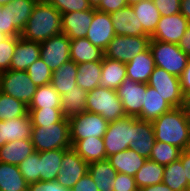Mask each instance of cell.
<instances>
[{"label": "cell", "mask_w": 190, "mask_h": 191, "mask_svg": "<svg viewBox=\"0 0 190 191\" xmlns=\"http://www.w3.org/2000/svg\"><path fill=\"white\" fill-rule=\"evenodd\" d=\"M173 107L162 98L152 87L146 84V95L142 105L141 113L137 116L139 120L154 121Z\"/></svg>", "instance_id": "44dd1931"}, {"label": "cell", "mask_w": 190, "mask_h": 191, "mask_svg": "<svg viewBox=\"0 0 190 191\" xmlns=\"http://www.w3.org/2000/svg\"><path fill=\"white\" fill-rule=\"evenodd\" d=\"M155 141L169 143L181 151L190 147V112L175 107L152 121Z\"/></svg>", "instance_id": "6da1fadb"}, {"label": "cell", "mask_w": 190, "mask_h": 191, "mask_svg": "<svg viewBox=\"0 0 190 191\" xmlns=\"http://www.w3.org/2000/svg\"><path fill=\"white\" fill-rule=\"evenodd\" d=\"M114 183V191H137L138 187L133 176L117 173Z\"/></svg>", "instance_id": "c3c4849f"}, {"label": "cell", "mask_w": 190, "mask_h": 191, "mask_svg": "<svg viewBox=\"0 0 190 191\" xmlns=\"http://www.w3.org/2000/svg\"><path fill=\"white\" fill-rule=\"evenodd\" d=\"M28 111L33 126L42 127L60 122L64 118L61 108H28Z\"/></svg>", "instance_id": "60d3db41"}, {"label": "cell", "mask_w": 190, "mask_h": 191, "mask_svg": "<svg viewBox=\"0 0 190 191\" xmlns=\"http://www.w3.org/2000/svg\"><path fill=\"white\" fill-rule=\"evenodd\" d=\"M100 1H101V0H87L89 6H90L91 8H94V9H96V8L99 6Z\"/></svg>", "instance_id": "91938a15"}, {"label": "cell", "mask_w": 190, "mask_h": 191, "mask_svg": "<svg viewBox=\"0 0 190 191\" xmlns=\"http://www.w3.org/2000/svg\"><path fill=\"white\" fill-rule=\"evenodd\" d=\"M33 152L35 149L30 138L10 141L0 148V162L19 165Z\"/></svg>", "instance_id": "484cf974"}, {"label": "cell", "mask_w": 190, "mask_h": 191, "mask_svg": "<svg viewBox=\"0 0 190 191\" xmlns=\"http://www.w3.org/2000/svg\"><path fill=\"white\" fill-rule=\"evenodd\" d=\"M163 183L173 191H190L184 167L179 159L165 166Z\"/></svg>", "instance_id": "d590c367"}, {"label": "cell", "mask_w": 190, "mask_h": 191, "mask_svg": "<svg viewBox=\"0 0 190 191\" xmlns=\"http://www.w3.org/2000/svg\"><path fill=\"white\" fill-rule=\"evenodd\" d=\"M179 78L181 90L187 97L190 94V60Z\"/></svg>", "instance_id": "f5cc1de1"}, {"label": "cell", "mask_w": 190, "mask_h": 191, "mask_svg": "<svg viewBox=\"0 0 190 191\" xmlns=\"http://www.w3.org/2000/svg\"><path fill=\"white\" fill-rule=\"evenodd\" d=\"M108 123L103 116L97 113L84 111L69 118L70 140H81L87 137H103Z\"/></svg>", "instance_id": "30bf717a"}, {"label": "cell", "mask_w": 190, "mask_h": 191, "mask_svg": "<svg viewBox=\"0 0 190 191\" xmlns=\"http://www.w3.org/2000/svg\"><path fill=\"white\" fill-rule=\"evenodd\" d=\"M32 128L33 125L29 113L19 118L5 120L6 143L31 138Z\"/></svg>", "instance_id": "8d00e7d4"}, {"label": "cell", "mask_w": 190, "mask_h": 191, "mask_svg": "<svg viewBox=\"0 0 190 191\" xmlns=\"http://www.w3.org/2000/svg\"><path fill=\"white\" fill-rule=\"evenodd\" d=\"M147 85L154 88L173 108L185 106L186 97L181 90L179 77L155 66Z\"/></svg>", "instance_id": "ba28073f"}, {"label": "cell", "mask_w": 190, "mask_h": 191, "mask_svg": "<svg viewBox=\"0 0 190 191\" xmlns=\"http://www.w3.org/2000/svg\"><path fill=\"white\" fill-rule=\"evenodd\" d=\"M88 173L99 191H114V178L117 171L107 159L90 163L88 165Z\"/></svg>", "instance_id": "4316f807"}, {"label": "cell", "mask_w": 190, "mask_h": 191, "mask_svg": "<svg viewBox=\"0 0 190 191\" xmlns=\"http://www.w3.org/2000/svg\"><path fill=\"white\" fill-rule=\"evenodd\" d=\"M140 190L141 191H173L170 187L165 185L163 182L158 183V184H154L151 186H146Z\"/></svg>", "instance_id": "9f6ffc18"}, {"label": "cell", "mask_w": 190, "mask_h": 191, "mask_svg": "<svg viewBox=\"0 0 190 191\" xmlns=\"http://www.w3.org/2000/svg\"><path fill=\"white\" fill-rule=\"evenodd\" d=\"M67 149L40 152V181H55L61 168L63 153Z\"/></svg>", "instance_id": "4dcf8cb0"}, {"label": "cell", "mask_w": 190, "mask_h": 191, "mask_svg": "<svg viewBox=\"0 0 190 191\" xmlns=\"http://www.w3.org/2000/svg\"><path fill=\"white\" fill-rule=\"evenodd\" d=\"M160 16H170L180 13L181 0H152Z\"/></svg>", "instance_id": "7dc6e473"}, {"label": "cell", "mask_w": 190, "mask_h": 191, "mask_svg": "<svg viewBox=\"0 0 190 191\" xmlns=\"http://www.w3.org/2000/svg\"><path fill=\"white\" fill-rule=\"evenodd\" d=\"M28 112V106L24 102L0 92V121L19 118Z\"/></svg>", "instance_id": "f35d334b"}, {"label": "cell", "mask_w": 190, "mask_h": 191, "mask_svg": "<svg viewBox=\"0 0 190 191\" xmlns=\"http://www.w3.org/2000/svg\"><path fill=\"white\" fill-rule=\"evenodd\" d=\"M95 10L90 8L80 12L62 14V33L70 40L86 37Z\"/></svg>", "instance_id": "2e32d148"}, {"label": "cell", "mask_w": 190, "mask_h": 191, "mask_svg": "<svg viewBox=\"0 0 190 191\" xmlns=\"http://www.w3.org/2000/svg\"><path fill=\"white\" fill-rule=\"evenodd\" d=\"M141 0H126V3L128 6H133L137 3H139Z\"/></svg>", "instance_id": "94428289"}, {"label": "cell", "mask_w": 190, "mask_h": 191, "mask_svg": "<svg viewBox=\"0 0 190 191\" xmlns=\"http://www.w3.org/2000/svg\"><path fill=\"white\" fill-rule=\"evenodd\" d=\"M135 15L142 24L143 30L151 36L159 22L160 13L152 0H141L132 6Z\"/></svg>", "instance_id": "d6a6232c"}, {"label": "cell", "mask_w": 190, "mask_h": 191, "mask_svg": "<svg viewBox=\"0 0 190 191\" xmlns=\"http://www.w3.org/2000/svg\"><path fill=\"white\" fill-rule=\"evenodd\" d=\"M6 144L5 138V121H0V148Z\"/></svg>", "instance_id": "680465c9"}, {"label": "cell", "mask_w": 190, "mask_h": 191, "mask_svg": "<svg viewBox=\"0 0 190 191\" xmlns=\"http://www.w3.org/2000/svg\"><path fill=\"white\" fill-rule=\"evenodd\" d=\"M26 71L36 86L50 84L51 82L53 72L41 58L31 64Z\"/></svg>", "instance_id": "7bdbcfd3"}, {"label": "cell", "mask_w": 190, "mask_h": 191, "mask_svg": "<svg viewBox=\"0 0 190 191\" xmlns=\"http://www.w3.org/2000/svg\"><path fill=\"white\" fill-rule=\"evenodd\" d=\"M155 143L152 122L135 120V141L129 143V148L135 150L140 156L149 159Z\"/></svg>", "instance_id": "ffe728a7"}, {"label": "cell", "mask_w": 190, "mask_h": 191, "mask_svg": "<svg viewBox=\"0 0 190 191\" xmlns=\"http://www.w3.org/2000/svg\"><path fill=\"white\" fill-rule=\"evenodd\" d=\"M180 13L188 20L190 23V0H181Z\"/></svg>", "instance_id": "6f0895ef"}, {"label": "cell", "mask_w": 190, "mask_h": 191, "mask_svg": "<svg viewBox=\"0 0 190 191\" xmlns=\"http://www.w3.org/2000/svg\"><path fill=\"white\" fill-rule=\"evenodd\" d=\"M185 107L190 112V94L186 97Z\"/></svg>", "instance_id": "6125c7cd"}, {"label": "cell", "mask_w": 190, "mask_h": 191, "mask_svg": "<svg viewBox=\"0 0 190 191\" xmlns=\"http://www.w3.org/2000/svg\"><path fill=\"white\" fill-rule=\"evenodd\" d=\"M40 55L39 42L28 41L19 37L9 70L26 71L31 64L40 58Z\"/></svg>", "instance_id": "ac0fdd59"}, {"label": "cell", "mask_w": 190, "mask_h": 191, "mask_svg": "<svg viewBox=\"0 0 190 191\" xmlns=\"http://www.w3.org/2000/svg\"><path fill=\"white\" fill-rule=\"evenodd\" d=\"M179 160L184 167L185 177L187 178L188 184L190 185V147L181 151Z\"/></svg>", "instance_id": "db71d44e"}, {"label": "cell", "mask_w": 190, "mask_h": 191, "mask_svg": "<svg viewBox=\"0 0 190 191\" xmlns=\"http://www.w3.org/2000/svg\"><path fill=\"white\" fill-rule=\"evenodd\" d=\"M127 79L139 83H148L150 75L155 67V61L150 48L134 56L131 61L125 63Z\"/></svg>", "instance_id": "d6986e66"}, {"label": "cell", "mask_w": 190, "mask_h": 191, "mask_svg": "<svg viewBox=\"0 0 190 191\" xmlns=\"http://www.w3.org/2000/svg\"><path fill=\"white\" fill-rule=\"evenodd\" d=\"M28 191H71L55 181H38L28 184Z\"/></svg>", "instance_id": "681fc988"}, {"label": "cell", "mask_w": 190, "mask_h": 191, "mask_svg": "<svg viewBox=\"0 0 190 191\" xmlns=\"http://www.w3.org/2000/svg\"><path fill=\"white\" fill-rule=\"evenodd\" d=\"M111 15L95 10L86 38L103 51L115 36Z\"/></svg>", "instance_id": "9a60e30c"}, {"label": "cell", "mask_w": 190, "mask_h": 191, "mask_svg": "<svg viewBox=\"0 0 190 191\" xmlns=\"http://www.w3.org/2000/svg\"><path fill=\"white\" fill-rule=\"evenodd\" d=\"M0 31L8 37H20L21 32L14 26L10 25L9 7L0 6Z\"/></svg>", "instance_id": "bcb514c9"}, {"label": "cell", "mask_w": 190, "mask_h": 191, "mask_svg": "<svg viewBox=\"0 0 190 191\" xmlns=\"http://www.w3.org/2000/svg\"><path fill=\"white\" fill-rule=\"evenodd\" d=\"M77 85L86 91H91L100 84L102 60L77 64Z\"/></svg>", "instance_id": "1f68e13d"}, {"label": "cell", "mask_w": 190, "mask_h": 191, "mask_svg": "<svg viewBox=\"0 0 190 191\" xmlns=\"http://www.w3.org/2000/svg\"><path fill=\"white\" fill-rule=\"evenodd\" d=\"M38 1L39 0H13L7 4L9 7L10 25H14L22 32Z\"/></svg>", "instance_id": "e575fe53"}, {"label": "cell", "mask_w": 190, "mask_h": 191, "mask_svg": "<svg viewBox=\"0 0 190 191\" xmlns=\"http://www.w3.org/2000/svg\"><path fill=\"white\" fill-rule=\"evenodd\" d=\"M18 168L28 184L40 181V152L35 151L27 156Z\"/></svg>", "instance_id": "b9f144b4"}, {"label": "cell", "mask_w": 190, "mask_h": 191, "mask_svg": "<svg viewBox=\"0 0 190 191\" xmlns=\"http://www.w3.org/2000/svg\"><path fill=\"white\" fill-rule=\"evenodd\" d=\"M72 148L88 164L107 159L103 137H87L71 140Z\"/></svg>", "instance_id": "7402d4cb"}, {"label": "cell", "mask_w": 190, "mask_h": 191, "mask_svg": "<svg viewBox=\"0 0 190 191\" xmlns=\"http://www.w3.org/2000/svg\"><path fill=\"white\" fill-rule=\"evenodd\" d=\"M165 166L146 159L143 166L136 172L134 179L138 189L163 182Z\"/></svg>", "instance_id": "836d02e7"}, {"label": "cell", "mask_w": 190, "mask_h": 191, "mask_svg": "<svg viewBox=\"0 0 190 191\" xmlns=\"http://www.w3.org/2000/svg\"><path fill=\"white\" fill-rule=\"evenodd\" d=\"M87 95L88 91L83 90L78 85L66 94H62L60 96L62 115L69 119L86 111Z\"/></svg>", "instance_id": "f1b7e54d"}, {"label": "cell", "mask_w": 190, "mask_h": 191, "mask_svg": "<svg viewBox=\"0 0 190 191\" xmlns=\"http://www.w3.org/2000/svg\"><path fill=\"white\" fill-rule=\"evenodd\" d=\"M86 111L103 116L109 123L126 116L117 91L101 86L88 91Z\"/></svg>", "instance_id": "277c9868"}, {"label": "cell", "mask_w": 190, "mask_h": 191, "mask_svg": "<svg viewBox=\"0 0 190 191\" xmlns=\"http://www.w3.org/2000/svg\"><path fill=\"white\" fill-rule=\"evenodd\" d=\"M13 0H0V6H5L11 3Z\"/></svg>", "instance_id": "be15d7a7"}, {"label": "cell", "mask_w": 190, "mask_h": 191, "mask_svg": "<svg viewBox=\"0 0 190 191\" xmlns=\"http://www.w3.org/2000/svg\"><path fill=\"white\" fill-rule=\"evenodd\" d=\"M0 191H28V183L18 165L0 162Z\"/></svg>", "instance_id": "f546056e"}, {"label": "cell", "mask_w": 190, "mask_h": 191, "mask_svg": "<svg viewBox=\"0 0 190 191\" xmlns=\"http://www.w3.org/2000/svg\"><path fill=\"white\" fill-rule=\"evenodd\" d=\"M60 96L51 84L37 86L28 108H61Z\"/></svg>", "instance_id": "74e56055"}, {"label": "cell", "mask_w": 190, "mask_h": 191, "mask_svg": "<svg viewBox=\"0 0 190 191\" xmlns=\"http://www.w3.org/2000/svg\"><path fill=\"white\" fill-rule=\"evenodd\" d=\"M77 72V64L70 60L53 71L50 84L60 95L66 94L77 85Z\"/></svg>", "instance_id": "83f0119b"}, {"label": "cell", "mask_w": 190, "mask_h": 191, "mask_svg": "<svg viewBox=\"0 0 190 191\" xmlns=\"http://www.w3.org/2000/svg\"><path fill=\"white\" fill-rule=\"evenodd\" d=\"M30 139L38 152L71 148L69 119L64 117L57 123L33 126Z\"/></svg>", "instance_id": "3957f363"}, {"label": "cell", "mask_w": 190, "mask_h": 191, "mask_svg": "<svg viewBox=\"0 0 190 191\" xmlns=\"http://www.w3.org/2000/svg\"><path fill=\"white\" fill-rule=\"evenodd\" d=\"M99 86L117 90L127 79L126 65L123 62L103 57Z\"/></svg>", "instance_id": "cb8c5ba5"}, {"label": "cell", "mask_w": 190, "mask_h": 191, "mask_svg": "<svg viewBox=\"0 0 190 191\" xmlns=\"http://www.w3.org/2000/svg\"><path fill=\"white\" fill-rule=\"evenodd\" d=\"M70 41L64 33H60L40 43V58L52 72L70 61Z\"/></svg>", "instance_id": "8fae6325"}, {"label": "cell", "mask_w": 190, "mask_h": 191, "mask_svg": "<svg viewBox=\"0 0 190 191\" xmlns=\"http://www.w3.org/2000/svg\"><path fill=\"white\" fill-rule=\"evenodd\" d=\"M150 41V36L115 35L104 51V57L128 63L134 56L147 50Z\"/></svg>", "instance_id": "52a82bcc"}, {"label": "cell", "mask_w": 190, "mask_h": 191, "mask_svg": "<svg viewBox=\"0 0 190 191\" xmlns=\"http://www.w3.org/2000/svg\"><path fill=\"white\" fill-rule=\"evenodd\" d=\"M189 24L188 20L181 13L160 16L157 27L150 36L151 40L178 44Z\"/></svg>", "instance_id": "4fadbf2b"}, {"label": "cell", "mask_w": 190, "mask_h": 191, "mask_svg": "<svg viewBox=\"0 0 190 191\" xmlns=\"http://www.w3.org/2000/svg\"><path fill=\"white\" fill-rule=\"evenodd\" d=\"M18 40L19 37H7L0 41V73L10 69V63Z\"/></svg>", "instance_id": "ee69618b"}, {"label": "cell", "mask_w": 190, "mask_h": 191, "mask_svg": "<svg viewBox=\"0 0 190 191\" xmlns=\"http://www.w3.org/2000/svg\"><path fill=\"white\" fill-rule=\"evenodd\" d=\"M127 6L126 0H101L97 11L111 14Z\"/></svg>", "instance_id": "f907efd6"}, {"label": "cell", "mask_w": 190, "mask_h": 191, "mask_svg": "<svg viewBox=\"0 0 190 191\" xmlns=\"http://www.w3.org/2000/svg\"><path fill=\"white\" fill-rule=\"evenodd\" d=\"M8 36H6L3 32L0 31V41H3L6 39Z\"/></svg>", "instance_id": "e7e4bbea"}, {"label": "cell", "mask_w": 190, "mask_h": 191, "mask_svg": "<svg viewBox=\"0 0 190 191\" xmlns=\"http://www.w3.org/2000/svg\"><path fill=\"white\" fill-rule=\"evenodd\" d=\"M116 91L123 104L126 116L137 117L141 113L144 103L146 83L125 79Z\"/></svg>", "instance_id": "5bb4252c"}, {"label": "cell", "mask_w": 190, "mask_h": 191, "mask_svg": "<svg viewBox=\"0 0 190 191\" xmlns=\"http://www.w3.org/2000/svg\"><path fill=\"white\" fill-rule=\"evenodd\" d=\"M60 33H62V14L49 2L39 0L20 37L41 43Z\"/></svg>", "instance_id": "7a4b0ae2"}, {"label": "cell", "mask_w": 190, "mask_h": 191, "mask_svg": "<svg viewBox=\"0 0 190 191\" xmlns=\"http://www.w3.org/2000/svg\"><path fill=\"white\" fill-rule=\"evenodd\" d=\"M107 160L117 173H124L134 177L136 172L143 166L146 158L140 156L135 150L128 148L107 157Z\"/></svg>", "instance_id": "603a6c76"}, {"label": "cell", "mask_w": 190, "mask_h": 191, "mask_svg": "<svg viewBox=\"0 0 190 191\" xmlns=\"http://www.w3.org/2000/svg\"><path fill=\"white\" fill-rule=\"evenodd\" d=\"M103 57L104 51L90 43L86 37L70 41V60L76 64L101 61Z\"/></svg>", "instance_id": "d4e9b609"}, {"label": "cell", "mask_w": 190, "mask_h": 191, "mask_svg": "<svg viewBox=\"0 0 190 191\" xmlns=\"http://www.w3.org/2000/svg\"><path fill=\"white\" fill-rule=\"evenodd\" d=\"M116 35L122 36H149L135 15L132 6H125L110 14Z\"/></svg>", "instance_id": "e0dca14e"}, {"label": "cell", "mask_w": 190, "mask_h": 191, "mask_svg": "<svg viewBox=\"0 0 190 191\" xmlns=\"http://www.w3.org/2000/svg\"><path fill=\"white\" fill-rule=\"evenodd\" d=\"M137 117L125 116L114 122L108 123L103 136L107 157L127 150L129 143L135 141V120Z\"/></svg>", "instance_id": "8992f818"}, {"label": "cell", "mask_w": 190, "mask_h": 191, "mask_svg": "<svg viewBox=\"0 0 190 191\" xmlns=\"http://www.w3.org/2000/svg\"><path fill=\"white\" fill-rule=\"evenodd\" d=\"M149 48L155 61V66L180 77L190 58L179 48L178 44L151 40Z\"/></svg>", "instance_id": "5b68a950"}, {"label": "cell", "mask_w": 190, "mask_h": 191, "mask_svg": "<svg viewBox=\"0 0 190 191\" xmlns=\"http://www.w3.org/2000/svg\"><path fill=\"white\" fill-rule=\"evenodd\" d=\"M37 86L32 82L27 71L8 70L0 73V92L17 100L30 104Z\"/></svg>", "instance_id": "9c48e42d"}, {"label": "cell", "mask_w": 190, "mask_h": 191, "mask_svg": "<svg viewBox=\"0 0 190 191\" xmlns=\"http://www.w3.org/2000/svg\"><path fill=\"white\" fill-rule=\"evenodd\" d=\"M178 46L190 58V24L186 29L184 36L180 39Z\"/></svg>", "instance_id": "11a10c76"}, {"label": "cell", "mask_w": 190, "mask_h": 191, "mask_svg": "<svg viewBox=\"0 0 190 191\" xmlns=\"http://www.w3.org/2000/svg\"><path fill=\"white\" fill-rule=\"evenodd\" d=\"M88 165L72 147L67 149L63 153L56 182L71 190L75 183L88 172Z\"/></svg>", "instance_id": "7c38bea8"}, {"label": "cell", "mask_w": 190, "mask_h": 191, "mask_svg": "<svg viewBox=\"0 0 190 191\" xmlns=\"http://www.w3.org/2000/svg\"><path fill=\"white\" fill-rule=\"evenodd\" d=\"M180 153L181 150L179 148L169 143L155 141L149 159L166 166L174 161H177Z\"/></svg>", "instance_id": "ab89813d"}, {"label": "cell", "mask_w": 190, "mask_h": 191, "mask_svg": "<svg viewBox=\"0 0 190 191\" xmlns=\"http://www.w3.org/2000/svg\"><path fill=\"white\" fill-rule=\"evenodd\" d=\"M71 191H99L91 175L87 172L73 186Z\"/></svg>", "instance_id": "816d5d0a"}, {"label": "cell", "mask_w": 190, "mask_h": 191, "mask_svg": "<svg viewBox=\"0 0 190 191\" xmlns=\"http://www.w3.org/2000/svg\"><path fill=\"white\" fill-rule=\"evenodd\" d=\"M49 3L61 14L80 12L91 8L87 0H50Z\"/></svg>", "instance_id": "f6af8a7d"}]
</instances>
